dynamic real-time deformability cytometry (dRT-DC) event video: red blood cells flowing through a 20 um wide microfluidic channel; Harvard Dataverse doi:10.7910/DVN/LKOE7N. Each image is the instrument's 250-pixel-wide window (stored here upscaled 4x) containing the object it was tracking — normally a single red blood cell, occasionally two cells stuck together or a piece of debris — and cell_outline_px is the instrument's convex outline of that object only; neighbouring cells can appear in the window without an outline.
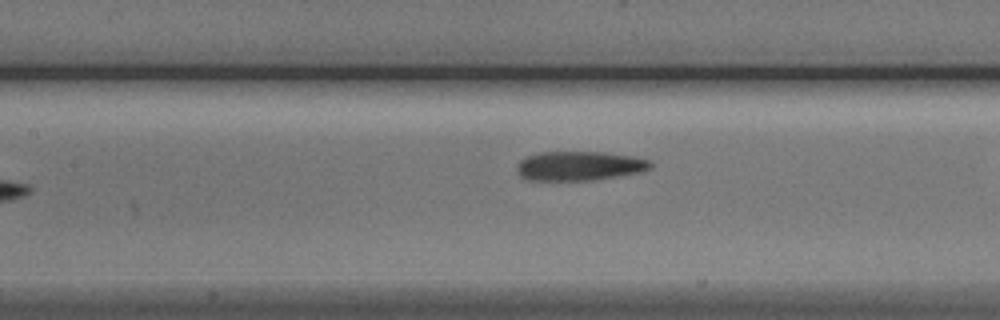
{"species": "Egyptian fruit bat (a non-hibernating species)", "species_latin": "Rousettus aegyptiacus", "temperature_condition": "cold", "stored_images_in_passage": 7, "camera_frame_rate_fps": 3000, "um_per_image_px": 0.085, "animal": {"sex": "male"}, "frame": {"image": 1, "passage_image": 7, "time_ms": 7.333, "image_size_px": [1000, 320], "cell_outline_px": [[652, 168], [636, 172], [592, 180], [528, 180], [520, 176], [516, 172], [516, 164], [520, 160], [528, 156], [540, 152], [604, 152], [632, 156], [652, 160]], "centroid_in_image_um": [49.2, 14.09], "position_along_channel_um": 158.2, "area_um2": 22.72}}